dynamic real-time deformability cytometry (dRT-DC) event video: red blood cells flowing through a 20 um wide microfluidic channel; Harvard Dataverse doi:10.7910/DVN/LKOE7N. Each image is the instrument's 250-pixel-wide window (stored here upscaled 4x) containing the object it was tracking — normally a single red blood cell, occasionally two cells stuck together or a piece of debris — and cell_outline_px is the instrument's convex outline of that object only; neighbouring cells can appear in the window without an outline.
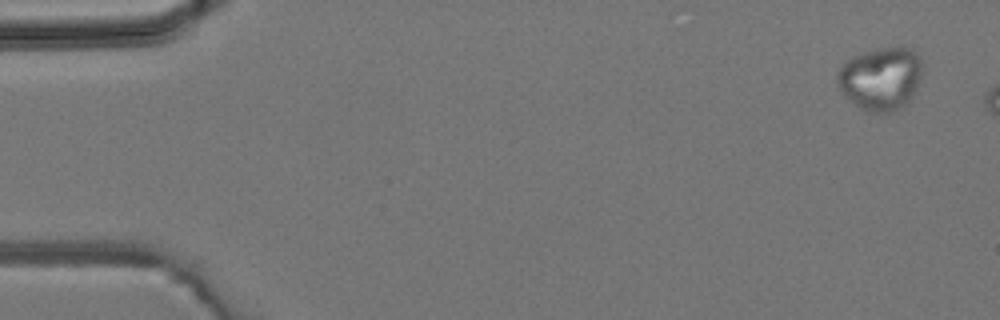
{"species": "common noctule bat (a hibernating species)", "species_latin": "Nyctalus noctula", "temperature_condition": "room temperature", "stored_images_in_passage": 3, "camera_frame_rate_fps": 3000, "um_per_image_px": 0.085, "animal": {"sex": "male", "body_mass_g": 19.2, "forearm_length_mm": 51.8}, "frame": {"image": 1, "passage_image": 1, "time_ms": 0.0, "image_size_px": [1000, 320], "cell_outline_px": [[920, 80], [916, 92], [900, 108], [892, 112], [868, 112], [860, 108], [844, 96], [840, 92], [836, 80], [836, 76], [840, 68], [852, 56], [864, 52], [900, 44], [912, 48], [920, 56]], "centroid_in_image_um": [74.86, 6.66], "position_along_channel_um": 10.1, "area_um2": 31.56}}